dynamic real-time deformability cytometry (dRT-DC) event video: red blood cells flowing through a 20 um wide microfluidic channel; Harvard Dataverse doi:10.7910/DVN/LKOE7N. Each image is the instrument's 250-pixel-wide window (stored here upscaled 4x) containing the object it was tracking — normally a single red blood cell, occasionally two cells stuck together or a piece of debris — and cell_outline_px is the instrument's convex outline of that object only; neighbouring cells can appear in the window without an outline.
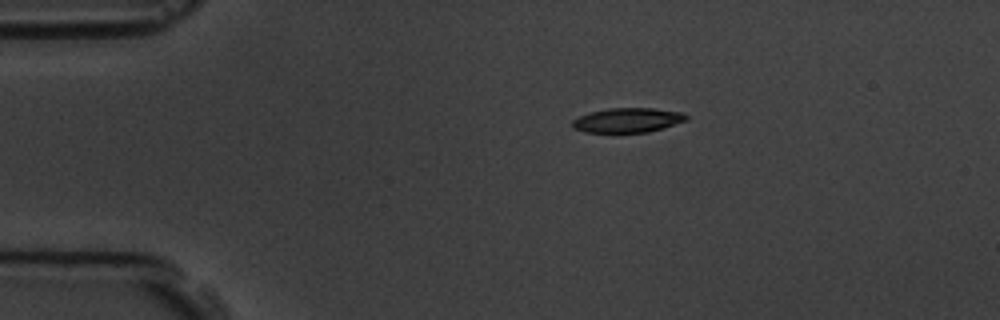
{"species": "common noctule bat (a hibernating species)", "species_latin": "Nyctalus noctula", "temperature_condition": "room temperature", "stored_images_in_passage": 9, "camera_frame_rate_fps": 3000, "um_per_image_px": 0.085, "animal": {"sex": "male", "body_mass_g": 19.5, "forearm_length_mm": 54.6}, "frame": {"image": 1, "passage_image": 1, "time_ms": 0.0, "image_size_px": [1000, 320], "cell_outline_px": [[688, 120], [648, 132], [584, 132], [572, 128], [572, 120], [580, 116], [592, 112], [608, 108], [652, 108], [680, 112], [688, 116]], "centroid_in_image_um": [53.33, 10.21], "position_along_channel_um": 31.7, "area_um2": 16.13}}
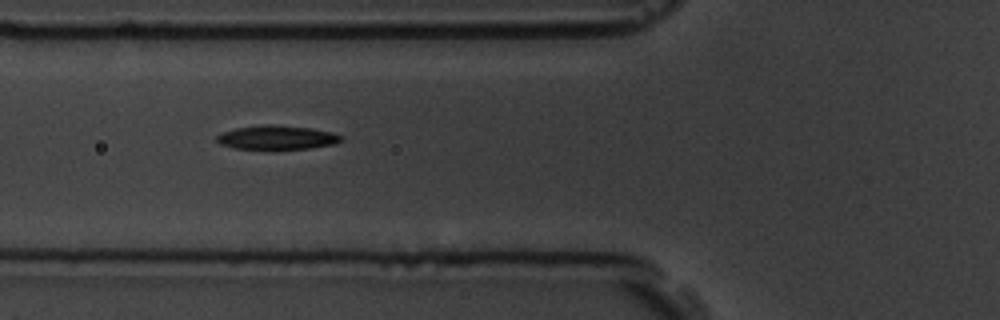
{"frame": {"image": 2, "passage_image": 4, "time_ms": 3.333, "image_size_px": [1000, 320], "cell_outline_px": [[344, 140], [336, 144], [312, 148], [272, 152], [268, 152], [232, 148], [220, 144], [216, 140], [216, 136], [224, 132], [236, 128], [260, 124], [268, 124], [312, 128], [332, 132], [344, 136]], "centroid_in_image_um": [23.56, 11.74], "position_along_channel_um": 102.2, "area_um2": 18.55}}
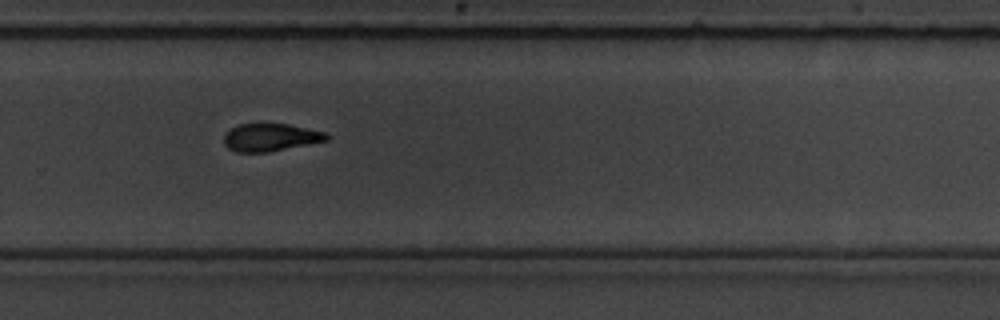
{"frame": {"image": 3, "passage_image": 9, "time_ms": 9.0, "image_size_px": [1000, 320], "cell_outline_px": [[328, 140], [268, 152], [236, 152], [228, 148], [224, 144], [224, 136], [232, 128], [240, 124], [288, 124], [324, 132], [328, 136]], "centroid_in_image_um": [22.97, 11.68], "position_along_channel_um": 306.8, "area_um2": 16.24}}